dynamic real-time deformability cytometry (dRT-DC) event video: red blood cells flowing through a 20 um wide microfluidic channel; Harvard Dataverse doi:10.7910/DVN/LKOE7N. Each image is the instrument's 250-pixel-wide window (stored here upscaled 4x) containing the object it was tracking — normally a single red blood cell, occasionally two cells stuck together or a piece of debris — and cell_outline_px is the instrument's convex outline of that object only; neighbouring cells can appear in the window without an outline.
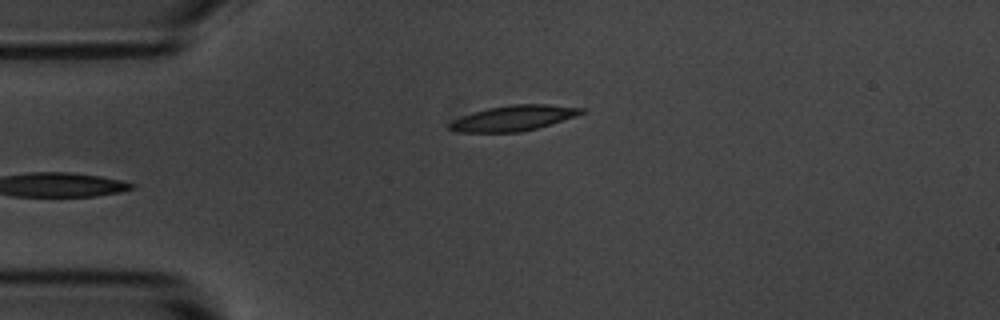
{"species": "common noctule bat (a hibernating species)", "species_latin": "Nyctalus noctula", "temperature_condition": "room temperature", "stored_images_in_passage": 5, "camera_frame_rate_fps": 3000, "um_per_image_px": 0.085, "animal": {"sex": "male", "body_mass_g": 20.1, "forearm_length_mm": 53.5}, "frame": {"image": 1, "passage_image": 5, "time_ms": 4.667, "image_size_px": [1000, 320], "cell_outline_px": [[584, 112], [576, 116], [536, 128], [520, 132], [456, 132], [448, 128], [448, 124], [452, 120], [460, 116], [472, 112], [488, 108], [512, 104], [548, 104], [584, 108]], "centroid_in_image_um": [43.6, 10.03], "position_along_channel_um": 41.4, "area_um2": 19.48}}